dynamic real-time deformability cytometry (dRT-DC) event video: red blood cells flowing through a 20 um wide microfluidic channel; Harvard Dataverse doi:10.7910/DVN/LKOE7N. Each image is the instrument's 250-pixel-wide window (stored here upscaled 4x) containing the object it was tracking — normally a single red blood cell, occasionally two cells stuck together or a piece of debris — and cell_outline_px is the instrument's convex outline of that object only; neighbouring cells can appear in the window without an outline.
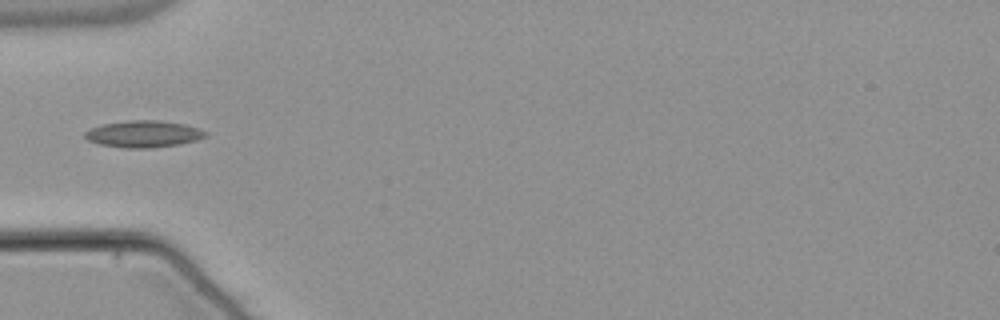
{"species": "common noctule bat (a hibernating species)", "species_latin": "Nyctalus noctula", "temperature_condition": "warm", "stored_images_in_passage": 37, "camera_frame_rate_fps": 3000, "um_per_image_px": 0.085, "animal": {"sex": "male", "body_mass_g": 21.5, "forearm_length_mm": 52.0}, "frame": {"image": 1, "passage_image": 1, "time_ms": 0.0, "image_size_px": [1000, 320], "cell_outline_px": [[208, 136], [196, 140], [180, 144], [148, 148], [124, 148], [100, 144], [88, 140], [84, 136], [84, 132], [100, 124], [128, 120], [160, 120], [184, 124], [200, 128], [208, 132]], "centroid_in_image_um": [12.22, 11.38], "position_along_channel_um": 72.8, "area_um2": 18.96}}
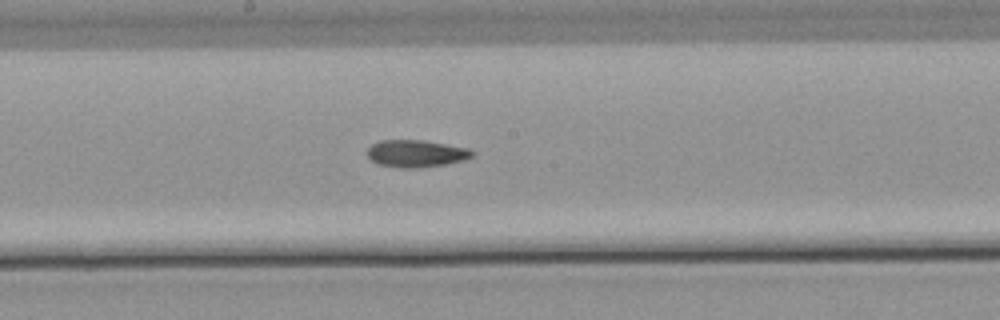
{"frame": {"image": 2, "passage_image": 12, "time_ms": 3.667, "image_size_px": [1000, 320], "cell_outline_px": [[476, 152], [472, 156], [464, 160], [444, 164], [420, 168], [400, 168], [376, 164], [368, 156], [368, 148], [372, 144], [380, 140], [424, 140], [468, 148]], "centroid_in_image_um": [35.37, 13.05], "position_along_channel_um": 212.8, "area_um2": 16.7}}
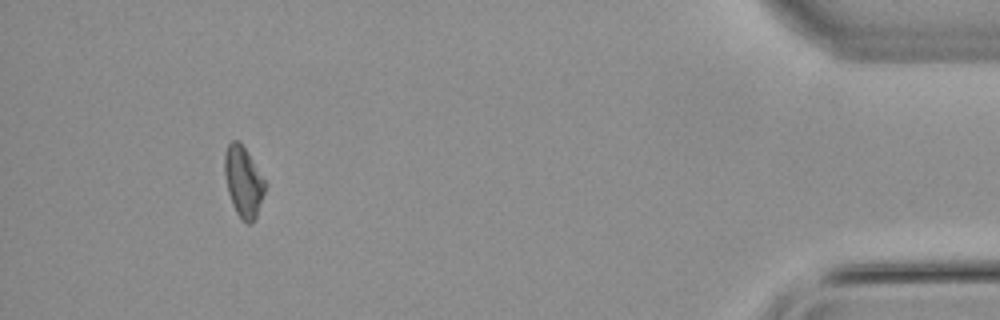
{"frame": {"image": 3, "passage_image": 33, "time_ms": 10.667, "image_size_px": [1000, 320], "cell_outline_px": [[268, 184], [256, 216], [248, 224], [240, 220], [232, 204], [228, 192], [224, 172], [224, 152], [228, 144], [232, 140], [240, 140], [248, 152]], "centroid_in_image_um": [20.69, 15.41], "position_along_channel_um": 414.5, "area_um2": 16.94}}